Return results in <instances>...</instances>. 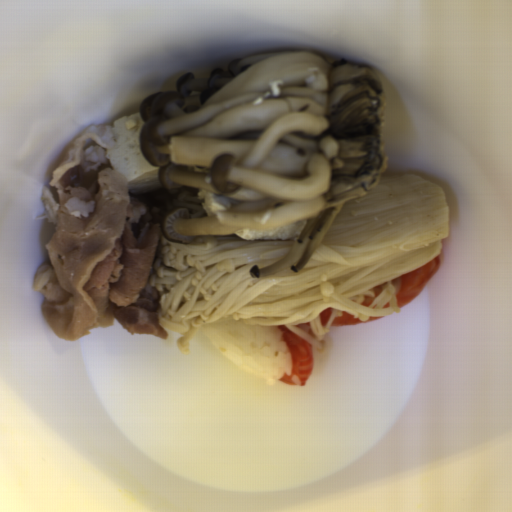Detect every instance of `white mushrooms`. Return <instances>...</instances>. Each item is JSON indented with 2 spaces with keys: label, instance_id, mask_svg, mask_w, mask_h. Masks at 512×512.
<instances>
[{
  "label": "white mushrooms",
  "instance_id": "1",
  "mask_svg": "<svg viewBox=\"0 0 512 512\" xmlns=\"http://www.w3.org/2000/svg\"><path fill=\"white\" fill-rule=\"evenodd\" d=\"M141 99L140 152L168 194L204 200L166 213V240L293 242L254 279L305 267L343 205L385 173L388 106L379 73L345 57L262 50L178 77Z\"/></svg>",
  "mask_w": 512,
  "mask_h": 512
}]
</instances>
